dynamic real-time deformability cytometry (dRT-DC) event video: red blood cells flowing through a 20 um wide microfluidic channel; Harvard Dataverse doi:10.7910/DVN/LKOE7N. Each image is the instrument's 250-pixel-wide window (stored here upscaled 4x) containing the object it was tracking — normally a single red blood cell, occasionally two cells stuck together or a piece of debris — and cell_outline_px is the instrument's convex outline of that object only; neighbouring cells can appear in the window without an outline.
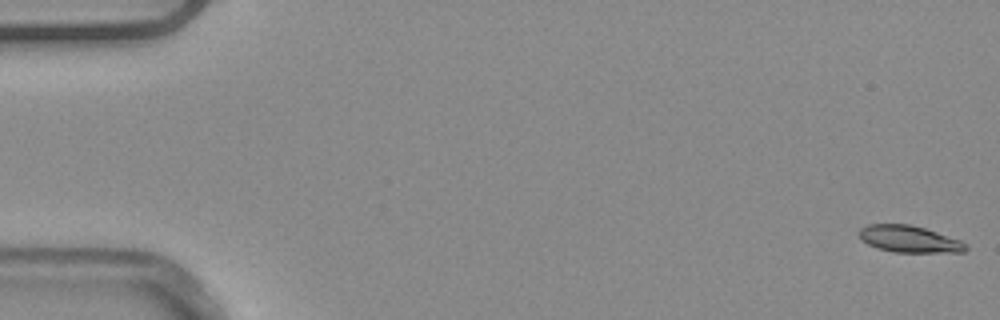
{"species": "common noctule bat (a hibernating species)", "species_latin": "Nyctalus noctula", "temperature_condition": "warm", "stored_images_in_passage": 5, "camera_frame_rate_fps": 3000, "um_per_image_px": 0.085, "animal": {"sex": "male", "body_mass_g": 20.4}, "frame": {"image": 1, "passage_image": 1, "time_ms": 0.0, "image_size_px": [1000, 320], "cell_outline_px": [[968, 248], [964, 252], [892, 252], [876, 248], [860, 240], [860, 228], [868, 224], [908, 224], [924, 228], [960, 240], [968, 244]], "centroid_in_image_um": [77.28, 20.33], "position_along_channel_um": 7.7, "area_um2": 16.65}}